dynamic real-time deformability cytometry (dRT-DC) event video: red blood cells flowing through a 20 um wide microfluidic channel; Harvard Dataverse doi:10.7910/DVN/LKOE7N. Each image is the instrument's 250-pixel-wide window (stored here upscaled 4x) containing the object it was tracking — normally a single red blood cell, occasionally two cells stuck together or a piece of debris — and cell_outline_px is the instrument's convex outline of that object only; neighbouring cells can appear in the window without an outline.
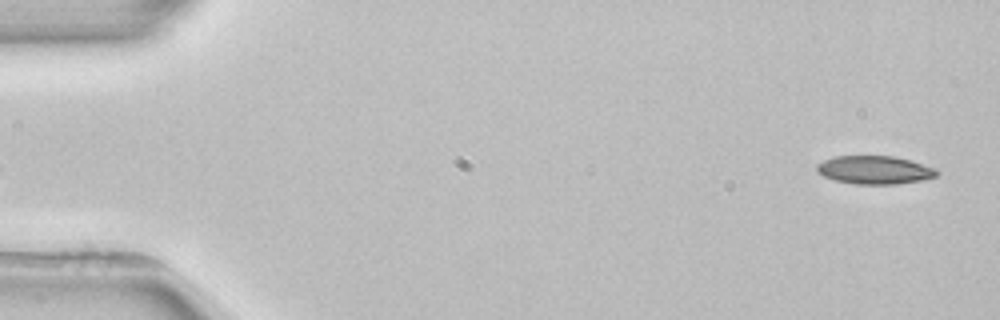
{"species": "common noctule bat (a hibernating species)", "species_latin": "Nyctalus noctula", "temperature_condition": "room temperature", "stored_images_in_passage": 6, "camera_frame_rate_fps": 3000, "um_per_image_px": 0.085, "animal": {"sex": "female", "body_mass_g": 22.7, "forearm_length_mm": 54.2}, "frame": {"image": 1, "passage_image": 6, "time_ms": 6.667, "image_size_px": [1000, 320], "cell_outline_px": [[940, 172], [936, 176], [920, 180], [896, 184], [856, 184], [836, 180], [824, 176], [816, 172], [816, 164], [832, 156], [896, 156], [936, 168]], "centroid_in_image_um": [74.33, 14.43], "position_along_channel_um": 10.7, "area_um2": 19.77}}